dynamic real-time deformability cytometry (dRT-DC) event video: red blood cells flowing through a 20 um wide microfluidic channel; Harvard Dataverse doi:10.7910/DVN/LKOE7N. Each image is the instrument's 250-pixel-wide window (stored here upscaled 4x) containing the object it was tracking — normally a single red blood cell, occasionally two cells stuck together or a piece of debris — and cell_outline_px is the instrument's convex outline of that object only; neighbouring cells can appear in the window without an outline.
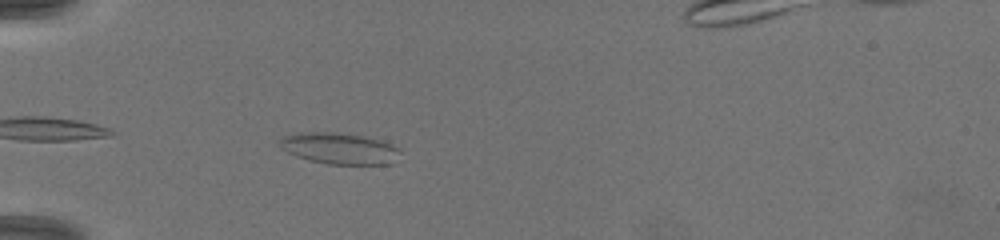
{"species": "common noctule bat (a hibernating species)", "species_latin": "Nyctalus noctula", "temperature_condition": "warm", "stored_images_in_passage": 8, "camera_frame_rate_fps": 3000, "um_per_image_px": 0.085, "animal": {"sex": "female", "body_mass_g": 19.5, "forearm_length_mm": 54.1}, "frame": {"image": 1, "passage_image": 2, "time_ms": 0.667, "image_size_px": [1000, 240], "cell_outline_px": [[400, 152], [392, 164], [328, 164], [312, 160], [288, 152], [280, 148], [276, 144], [284, 136], [300, 132], [336, 132], [364, 136], [392, 144], [400, 148]], "centroid_in_image_um": [28.85, 12.6], "position_along_channel_um": 56.2, "area_um2": 21.85}}